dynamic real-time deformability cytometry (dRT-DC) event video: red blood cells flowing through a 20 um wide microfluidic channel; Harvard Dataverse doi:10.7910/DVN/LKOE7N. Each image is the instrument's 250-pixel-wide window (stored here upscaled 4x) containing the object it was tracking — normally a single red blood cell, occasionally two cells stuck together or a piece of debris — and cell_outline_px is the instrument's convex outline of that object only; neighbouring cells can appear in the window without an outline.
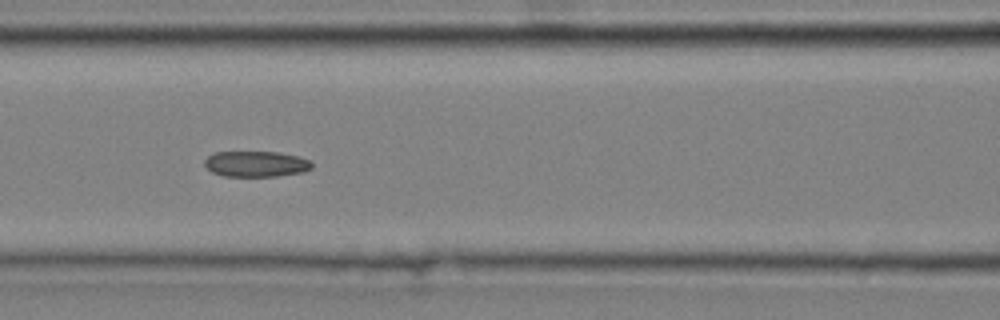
{"species": "common noctule bat (a hibernating species)", "species_latin": "Nyctalus noctula", "temperature_condition": "cold", "stored_images_in_passage": 9, "camera_frame_rate_fps": 3000, "um_per_image_px": 0.085, "animal": {"sex": "male", "body_mass_g": 20.4}, "frame": {"image": 1, "passage_image": 6, "time_ms": 1.667, "image_size_px": [1000, 320], "cell_outline_px": [[312, 168], [304, 172], [276, 176], [224, 176], [212, 172], [204, 164], [204, 160], [208, 156], [216, 152], [280, 152], [312, 160]], "centroid_in_image_um": [21.79, 13.93], "position_along_channel_um": 144.8, "area_um2": 16.13}}
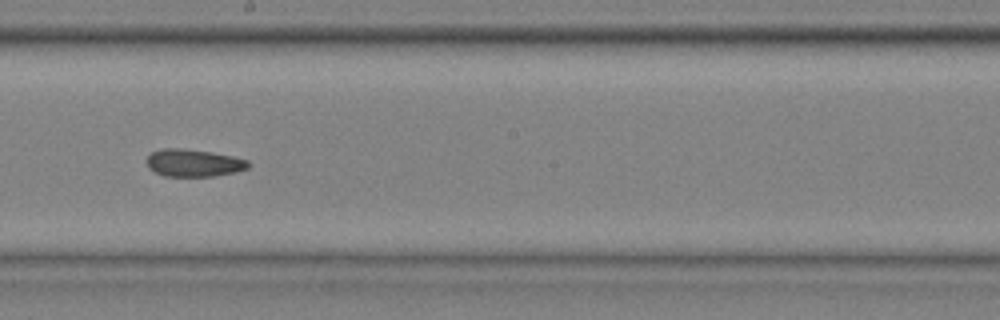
{"frame": {"image": 2, "passage_image": 8, "time_ms": 2.333, "image_size_px": [1000, 320], "cell_outline_px": [[252, 164], [248, 168], [236, 172], [212, 176], [164, 176], [148, 168], [148, 156], [152, 152], [164, 148], [180, 148], [212, 152], [232, 156], [248, 160]], "centroid_in_image_um": [16.49, 13.85], "position_along_channel_um": 231.7, "area_um2": 16.18}}
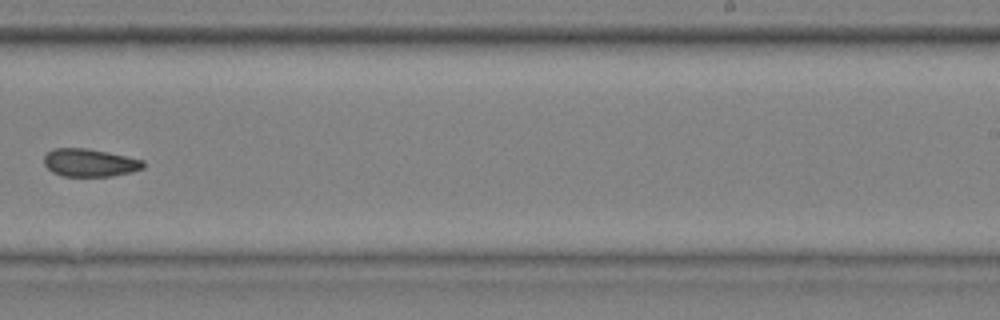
{"frame": {"image": 3, "passage_image": 9, "time_ms": 2.667, "image_size_px": [1000, 320], "cell_outline_px": [[144, 168], [112, 176], [64, 176], [52, 172], [44, 164], [44, 156], [52, 148], [88, 148], [108, 152], [144, 160]], "centroid_in_image_um": [7.61, 13.82], "position_along_channel_um": 281.4, "area_um2": 16.07}}